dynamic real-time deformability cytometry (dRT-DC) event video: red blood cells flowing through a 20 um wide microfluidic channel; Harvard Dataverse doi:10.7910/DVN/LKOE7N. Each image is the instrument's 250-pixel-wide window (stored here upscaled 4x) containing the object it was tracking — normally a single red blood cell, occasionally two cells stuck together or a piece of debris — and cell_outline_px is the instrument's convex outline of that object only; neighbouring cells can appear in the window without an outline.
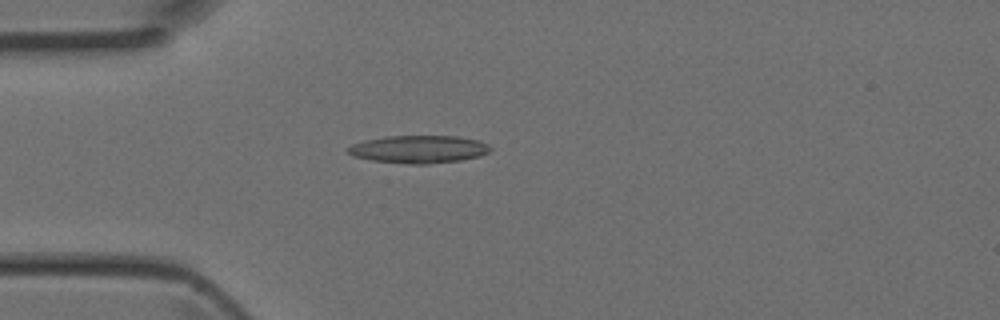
{"species": "Egyptian fruit bat (a non-hibernating species)", "species_latin": "Rousettus aegyptiacus", "temperature_condition": "room temperature", "stored_images_in_passage": 1, "camera_frame_rate_fps": 3000, "um_per_image_px": 0.085, "animal": {"sex": "female"}, "frame": {"image": 1, "passage_image": 1, "time_ms": 0.0, "image_size_px": [1000, 320], "cell_outline_px": [[492, 148], [488, 152], [480, 156], [460, 160], [428, 164], [412, 164], [372, 160], [352, 156], [348, 152], [348, 148], [352, 144], [364, 140], [384, 136], [456, 136], [480, 140], [488, 144]], "centroid_in_image_um": [35.61, 12.68], "position_along_channel_um": 49.4, "area_um2": 23.0}}